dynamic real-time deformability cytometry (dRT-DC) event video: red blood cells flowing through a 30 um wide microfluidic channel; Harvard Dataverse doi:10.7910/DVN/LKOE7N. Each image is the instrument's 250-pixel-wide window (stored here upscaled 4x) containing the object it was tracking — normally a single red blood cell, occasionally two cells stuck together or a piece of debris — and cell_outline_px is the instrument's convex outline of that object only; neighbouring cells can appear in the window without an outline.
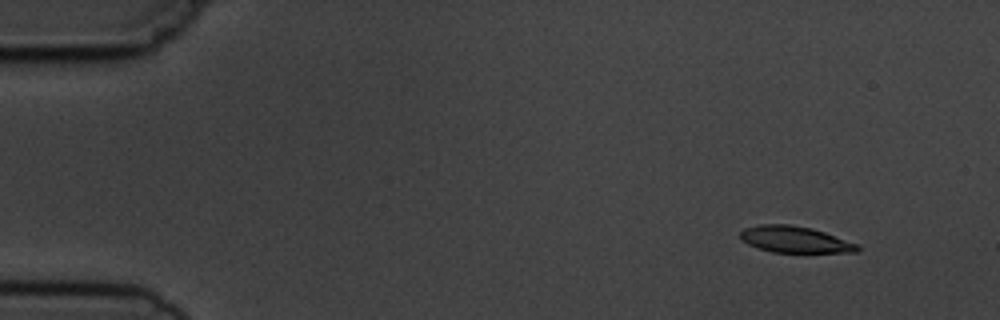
{"species": "common noctule bat (a hibernating species)", "species_latin": "Nyctalus noctula", "temperature_condition": "cold", "stored_images_in_passage": 6, "camera_frame_rate_fps": 3000, "um_per_image_px": 0.085, "animal": {"sex": "male", "body_mass_g": 19.5, "forearm_length_mm": 54.6}, "frame": {"image": 1, "passage_image": 1, "time_ms": 0.0, "image_size_px": [1000, 320], "cell_outline_px": [[860, 248], [856, 252], [772, 252], [756, 248], [740, 240], [740, 232], [744, 228], [760, 224], [788, 224], [812, 228], [860, 244]], "centroid_in_image_um": [67.55, 20.35], "position_along_channel_um": 17.5, "area_um2": 18.15}}
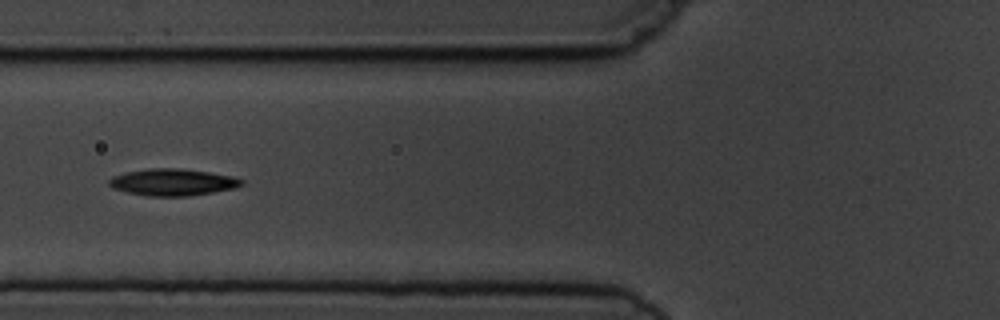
{"frame": {"image": 2, "passage_image": 5, "time_ms": 5.333, "image_size_px": [1000, 320], "cell_outline_px": [[244, 184], [236, 188], [188, 196], [148, 196], [128, 192], [112, 188], [108, 184], [108, 180], [112, 176], [124, 172], [148, 168], [180, 168], [208, 172], [232, 176], [244, 180]], "centroid_in_image_um": [14.66, 15.48], "position_along_channel_um": 111.1, "area_um2": 20.81}}
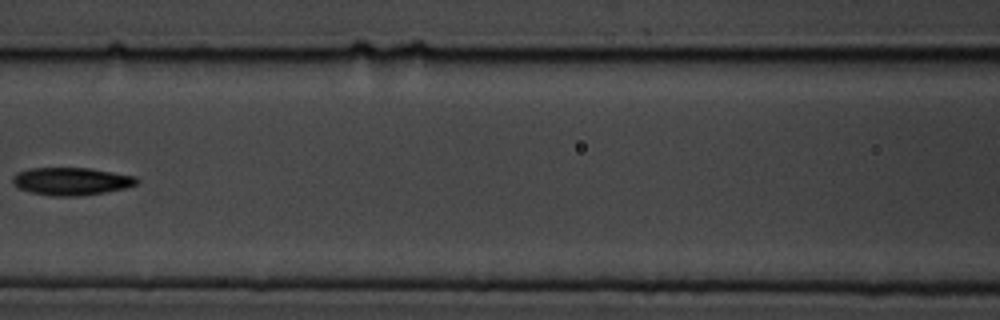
{"frame": {"image": 3, "passage_image": 6, "time_ms": 6.667, "image_size_px": [1000, 320], "cell_outline_px": [[140, 180], [136, 184], [128, 188], [104, 192], [76, 196], [52, 196], [32, 192], [20, 188], [12, 184], [12, 176], [16, 172], [28, 168], [88, 168], [136, 176]], "centroid_in_image_um": [6.06, 15.4], "position_along_channel_um": 160.5, "area_um2": 20.06}}